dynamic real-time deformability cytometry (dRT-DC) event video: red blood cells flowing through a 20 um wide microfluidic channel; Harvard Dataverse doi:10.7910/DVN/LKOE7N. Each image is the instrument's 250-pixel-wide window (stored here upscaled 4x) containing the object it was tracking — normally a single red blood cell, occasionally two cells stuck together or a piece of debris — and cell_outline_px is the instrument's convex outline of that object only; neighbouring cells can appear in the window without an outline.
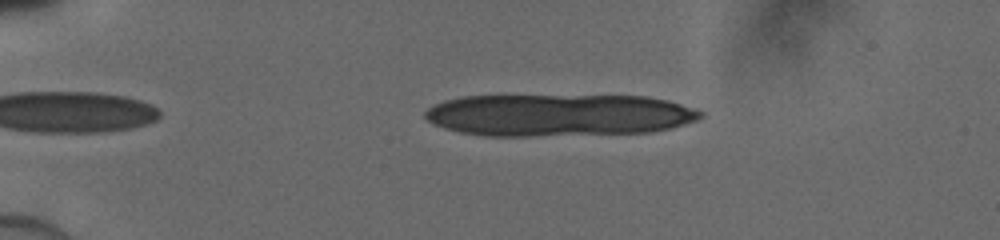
{"species": "human", "species_latin": "Homo sapiens", "temperature_condition": "cold", "stored_images_in_passage": 8, "camera_frame_rate_fps": 3000, "um_per_image_px": 0.085, "donor": {"sex": "male"}, "frame": {"image": 1, "passage_image": 2, "time_ms": 0.333, "image_size_px": [1000, 240], "cell_outline_px": [[704, 116], [696, 120], [668, 128], [648, 132], [528, 136], [488, 136], [460, 132], [444, 128], [432, 124], [424, 120], [424, 112], [428, 108], [444, 100], [464, 96], [644, 96], [668, 100], [704, 112]], "centroid_in_image_um": [47.43, 9.78], "position_along_channel_um": 37.6, "area_um2": 67.51}}